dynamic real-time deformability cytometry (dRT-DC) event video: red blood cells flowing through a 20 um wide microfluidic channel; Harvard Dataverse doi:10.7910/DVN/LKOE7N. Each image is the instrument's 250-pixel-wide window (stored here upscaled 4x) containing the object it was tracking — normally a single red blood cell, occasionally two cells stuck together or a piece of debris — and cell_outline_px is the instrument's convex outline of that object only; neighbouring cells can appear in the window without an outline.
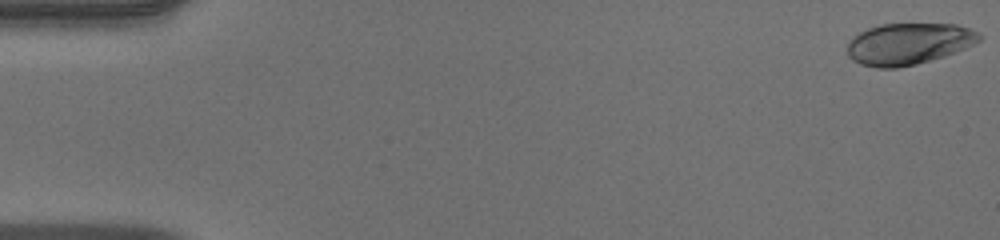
{"species": "human", "species_latin": "Homo sapiens", "temperature_condition": "warm", "stored_images_in_passage": 51, "camera_frame_rate_fps": 3000, "um_per_image_px": 0.085, "donor": {"sex": "male"}, "frame": {"image": 1, "passage_image": 1, "time_ms": 0.0, "image_size_px": [1000, 240], "cell_outline_px": [[980, 40], [964, 48], [944, 56], [916, 64], [896, 68], [876, 68], [860, 64], [852, 60], [848, 56], [848, 40], [852, 36], [868, 28], [880, 24], [956, 24], [980, 32]], "centroid_in_image_um": [77.18, 3.72], "position_along_channel_um": 7.8, "area_um2": 31.91}}
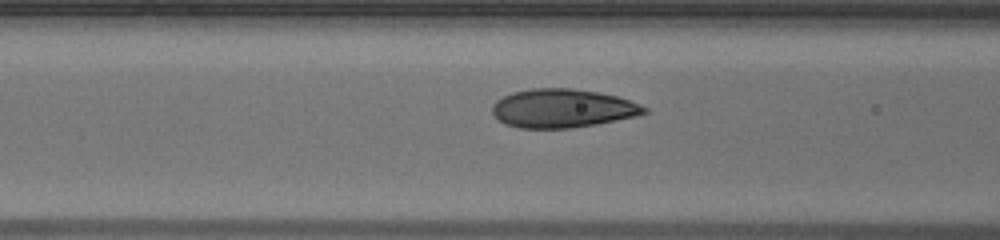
{"frame": {"image": 2, "passage_image": 21, "time_ms": 6.667, "image_size_px": [1000, 240], "cell_outline_px": [[648, 112], [636, 116], [596, 124], [572, 128], [520, 128], [504, 124], [492, 112], [492, 104], [496, 100], [512, 92], [532, 88], [568, 88], [600, 92], [616, 96], [640, 104], [648, 108]], "centroid_in_image_um": [47.81, 9.21], "position_along_channel_um": 118.8, "area_um2": 34.22}}
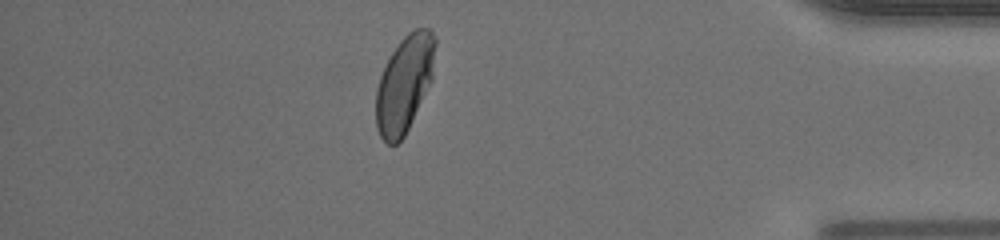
{"frame": {"image": 3, "passage_image": 45, "time_ms": 14.667, "image_size_px": [1000, 240], "cell_outline_px": [[436, 44], [432, 80], [404, 136], [396, 144], [388, 144], [380, 136], [376, 128], [376, 88], [380, 76], [392, 52], [400, 40], [408, 32], [416, 28], [428, 28], [432, 32], [436, 40]], "centroid_in_image_um": [34.38, 7.11], "position_along_channel_um": 400.8, "area_um2": 33.23}, "authors_computed_cell_mechanics": {"area_um2": 33.235, "velocity_mm_per_s": 4.0158, "shape_relaxation_time_tau1_ms": 3.6184, "shape_relaxation_time_tau2_ms": null, "deformation_change_tau1": 0.1751, "deformation_change_tau2": null}}